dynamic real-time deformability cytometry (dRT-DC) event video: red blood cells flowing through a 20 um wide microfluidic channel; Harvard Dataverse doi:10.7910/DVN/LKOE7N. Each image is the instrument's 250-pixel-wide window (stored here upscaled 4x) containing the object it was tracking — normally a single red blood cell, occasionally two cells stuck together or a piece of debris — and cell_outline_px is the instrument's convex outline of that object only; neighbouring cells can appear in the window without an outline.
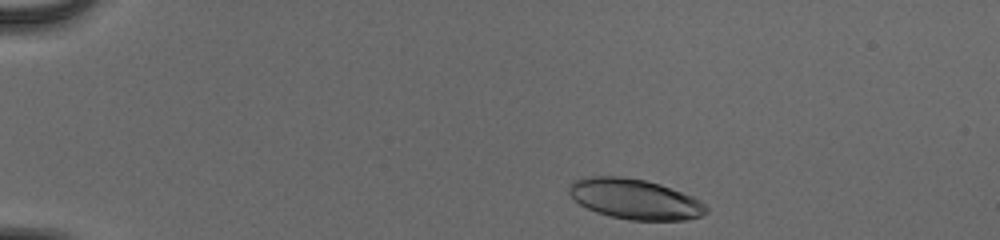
{"species": "human", "species_latin": "Homo sapiens", "temperature_condition": "cold", "stored_images_in_passage": 45, "camera_frame_rate_fps": 3000, "um_per_image_px": 0.085, "donor": {"sex": "male"}, "frame": {"image": 1, "passage_image": 2, "time_ms": 0.333, "image_size_px": [1000, 240], "cell_outline_px": [[708, 212], [700, 216], [688, 220], [628, 220], [596, 212], [580, 204], [568, 192], [568, 188], [576, 180], [592, 176], [620, 176], [644, 180], [660, 184], [692, 196], [700, 200], [708, 208]], "centroid_in_image_um": [54.0, 16.93], "position_along_channel_um": 31.0, "area_um2": 31.91}}
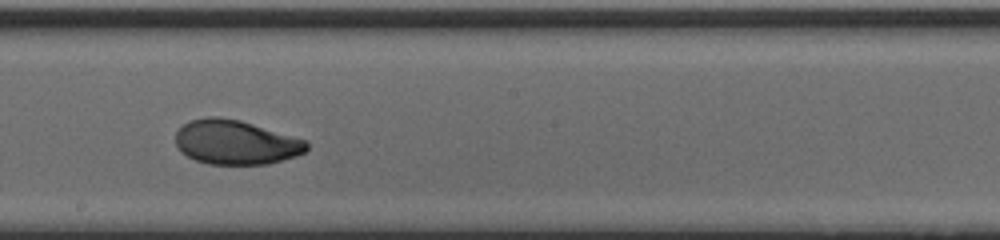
{"frame": {"image": 2, "passage_image": 24, "time_ms": 7.667, "image_size_px": [1000, 240], "cell_outline_px": [[308, 148], [304, 152], [296, 156], [268, 164], [208, 164], [196, 160], [180, 152], [176, 144], [176, 132], [188, 120], [208, 116], [220, 116], [240, 120], [304, 140], [308, 144]], "centroid_in_image_um": [19.99, 12.09], "position_along_channel_um": 228.2, "area_um2": 33.76}}
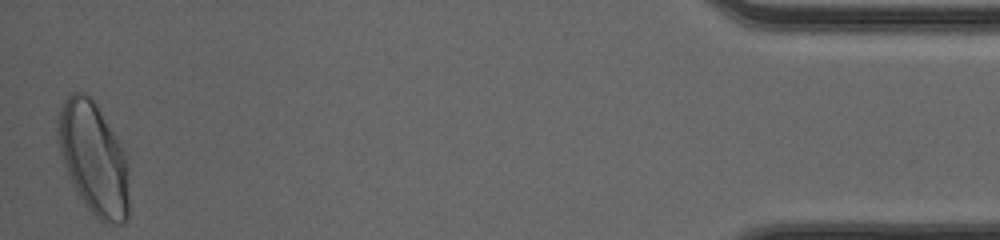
{"frame": {"image": 3, "passage_image": 45, "time_ms": 14.667, "image_size_px": [1000, 240], "cell_outline_px": [[128, 220], [124, 224], [112, 224], [100, 220], [88, 208], [80, 196], [64, 164], [60, 152], [56, 128], [60, 108], [64, 100], [72, 92], [84, 92], [96, 104], [124, 152], [128, 172]], "centroid_in_image_um": [7.95, 13.47], "position_along_channel_um": 427.2, "area_um2": 45.72}, "authors_computed_cell_mechanics": {"area_um2": 33.9286, "velocity_mm_per_s": 3.9176, "shape_relaxation_time_tau1_ms": 3.9067, "shape_relaxation_time_tau2_ms": 1.6679, "deformation_change_tau1": 0.1657, "deformation_change_tau2": 0.0553}}